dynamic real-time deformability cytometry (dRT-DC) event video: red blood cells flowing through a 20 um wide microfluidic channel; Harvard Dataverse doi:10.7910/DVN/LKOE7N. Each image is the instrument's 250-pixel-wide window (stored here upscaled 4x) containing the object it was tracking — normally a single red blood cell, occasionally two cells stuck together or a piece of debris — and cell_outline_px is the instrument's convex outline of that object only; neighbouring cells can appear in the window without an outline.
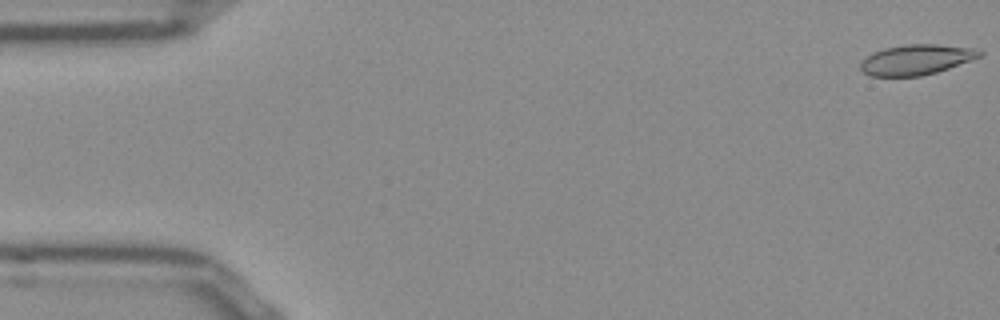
{"species": "Egyptian fruit bat (a non-hibernating species)", "species_latin": "Rousettus aegyptiacus", "temperature_condition": "room temperature", "stored_images_in_passage": 52, "camera_frame_rate_fps": 3000, "um_per_image_px": 0.085, "frame": {"image": 1, "passage_image": 1, "time_ms": 0.0, "image_size_px": [1000, 320], "cell_outline_px": [[984, 52], [980, 56], [948, 68], [936, 72], [920, 76], [868, 76], [860, 68], [860, 64], [872, 52], [884, 48], [904, 44], [936, 44], [980, 48]], "centroid_in_image_um": [77.89, 5.05], "position_along_channel_um": 7.1, "area_um2": 20.98}}
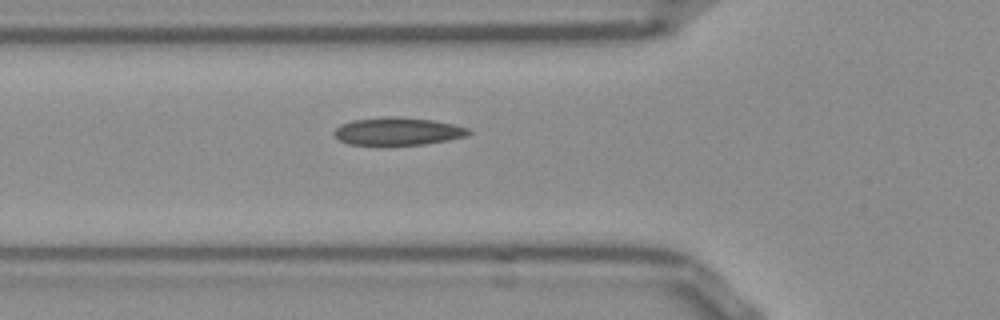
{"frame": {"image": 2, "passage_image": 18, "time_ms": 5.667, "image_size_px": [1000, 320], "cell_outline_px": [[472, 132], [468, 136], [448, 140], [424, 144], [348, 144], [340, 140], [332, 132], [340, 124], [352, 120], [388, 116], [396, 116], [432, 120], [452, 124], [468, 128]], "centroid_in_image_um": [33.82, 11.15], "position_along_channel_um": 92.0, "area_um2": 21.56}}
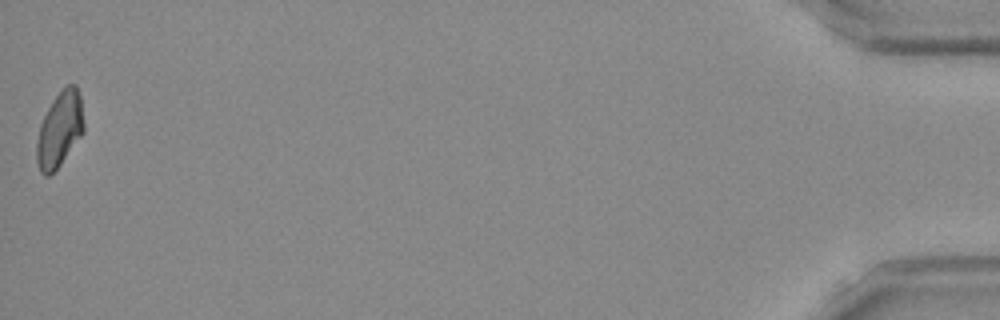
{"frame": {"image": 3, "passage_image": 52, "time_ms": 17.0, "image_size_px": [1000, 320], "cell_outline_px": [[84, 132], [60, 164], [48, 176], [44, 176], [40, 172], [36, 160], [36, 144], [40, 124], [52, 100], [68, 84], [76, 84], [80, 96], [84, 124]], "centroid_in_image_um": [5.06, 11.01], "position_along_channel_um": 430.1, "area_um2": 20.46}, "authors_computed_cell_mechanics": {"area_um2": 21.1548, "velocity_mm_per_s": 3.8804, "shape_relaxation_time_tau1_ms": null, "shape_relaxation_time_tau2_ms": 8.6143, "deformation_change_tau1": null, "deformation_change_tau2": 0.1407}}